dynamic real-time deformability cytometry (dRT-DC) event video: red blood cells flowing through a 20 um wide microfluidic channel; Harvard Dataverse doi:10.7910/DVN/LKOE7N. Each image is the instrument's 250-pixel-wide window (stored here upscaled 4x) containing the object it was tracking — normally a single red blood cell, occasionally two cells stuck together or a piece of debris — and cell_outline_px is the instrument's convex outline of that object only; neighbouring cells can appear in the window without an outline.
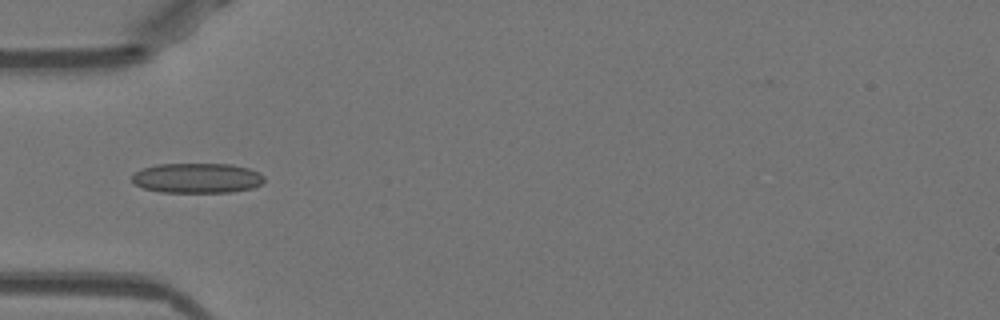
{"species": "Egyptian fruit bat (a non-hibernating species)", "species_latin": "Rousettus aegyptiacus", "temperature_condition": "warm", "stored_images_in_passage": 45, "camera_frame_rate_fps": 3000, "um_per_image_px": 0.085, "animal": {"sex": "female"}, "frame": {"image": 1, "passage_image": 11, "time_ms": 3.333, "image_size_px": [1000, 320], "cell_outline_px": [[264, 180], [260, 184], [252, 188], [232, 192], [160, 192], [144, 188], [136, 184], [132, 180], [132, 176], [136, 172], [144, 168], [156, 164], [232, 164], [248, 168], [260, 172], [264, 176]], "centroid_in_image_um": [16.78, 15.13], "position_along_channel_um": 68.2, "area_um2": 23.06}}
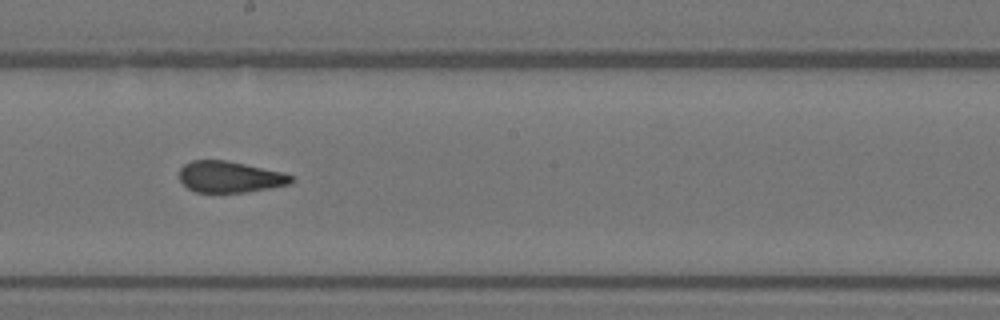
{"frame": {"image": 2, "passage_image": 23, "time_ms": 7.333, "image_size_px": [1000, 320], "cell_outline_px": [[292, 180], [288, 184], [272, 188], [244, 192], [196, 192], [188, 188], [180, 180], [180, 168], [184, 164], [192, 160], [224, 160], [284, 172], [292, 176]], "centroid_in_image_um": [19.52, 15.03], "position_along_channel_um": 228.7, "area_um2": 20.23}}
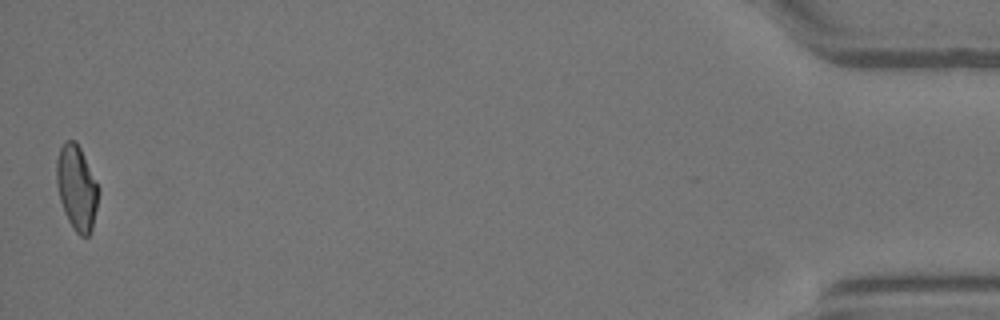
{"frame": {"image": 3, "passage_image": 45, "time_ms": 14.667, "image_size_px": [1000, 320], "cell_outline_px": [[100, 192], [92, 228], [88, 236], [80, 236], [72, 228], [64, 212], [60, 200], [56, 184], [56, 160], [60, 148], [68, 140], [76, 140], [100, 188]], "centroid_in_image_um": [6.52, 15.97], "position_along_channel_um": 428.7, "area_um2": 20.81}, "authors_computed_cell_mechanics": {"area_um2": 21.2704, "velocity_mm_per_s": 3.9894, "shape_relaxation_time_tau1_ms": null, "shape_relaxation_time_tau2_ms": 1.2124, "deformation_change_tau1": null, "deformation_change_tau2": 0.0822}}